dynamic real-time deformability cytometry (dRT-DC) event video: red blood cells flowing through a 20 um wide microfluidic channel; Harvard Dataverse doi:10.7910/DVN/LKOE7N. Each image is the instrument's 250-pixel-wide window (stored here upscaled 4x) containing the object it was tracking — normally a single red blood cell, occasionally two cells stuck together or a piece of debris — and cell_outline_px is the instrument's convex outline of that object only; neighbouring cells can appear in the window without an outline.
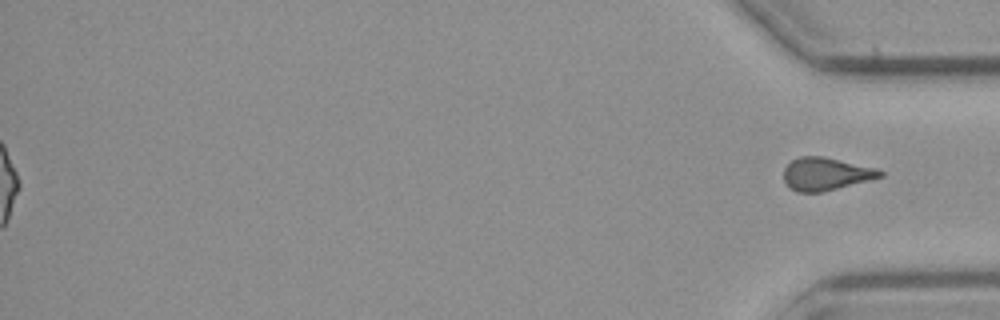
{"species": "common noctule bat (a hibernating species)", "species_latin": "Nyctalus noctula", "temperature_condition": "cold", "stored_images_in_passage": 56, "segment_of_instrument_passage": [2, 2], "camera_frame_rate_fps": 3000, "um_per_image_px": 0.085, "animal": {"sex": "male", "body_mass_g": 23.1, "forearm_length_mm": 52.7}, "frame": {"image": 1, "passage_image": 56, "time_ms": 18.333, "image_size_px": [1000, 320], "cell_outline_px": [[884, 176], [824, 192], [796, 192], [788, 188], [784, 180], [784, 168], [792, 160], [800, 156], [824, 156], [876, 168], [884, 172]], "centroid_in_image_um": [70.18, 14.79], "position_along_channel_um": 365.0, "area_um2": 18.55}}